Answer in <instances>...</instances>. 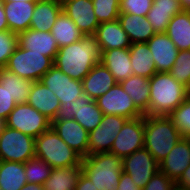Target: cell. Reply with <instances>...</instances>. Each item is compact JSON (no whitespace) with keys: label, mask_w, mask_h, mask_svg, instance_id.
Masks as SVG:
<instances>
[{"label":"cell","mask_w":190,"mask_h":190,"mask_svg":"<svg viewBox=\"0 0 190 190\" xmlns=\"http://www.w3.org/2000/svg\"><path fill=\"white\" fill-rule=\"evenodd\" d=\"M100 60L99 43L94 34H87L79 41L59 48L54 65L72 79L82 81Z\"/></svg>","instance_id":"6da1fadb"},{"label":"cell","mask_w":190,"mask_h":190,"mask_svg":"<svg viewBox=\"0 0 190 190\" xmlns=\"http://www.w3.org/2000/svg\"><path fill=\"white\" fill-rule=\"evenodd\" d=\"M149 86V109L144 115L168 116L190 95L169 72H157L149 79Z\"/></svg>","instance_id":"7a4b0ae2"},{"label":"cell","mask_w":190,"mask_h":190,"mask_svg":"<svg viewBox=\"0 0 190 190\" xmlns=\"http://www.w3.org/2000/svg\"><path fill=\"white\" fill-rule=\"evenodd\" d=\"M168 116L144 115V148L160 163L181 139Z\"/></svg>","instance_id":"3957f363"},{"label":"cell","mask_w":190,"mask_h":190,"mask_svg":"<svg viewBox=\"0 0 190 190\" xmlns=\"http://www.w3.org/2000/svg\"><path fill=\"white\" fill-rule=\"evenodd\" d=\"M82 172L98 190H117L123 172L122 159L113 153H97L82 158Z\"/></svg>","instance_id":"277c9868"},{"label":"cell","mask_w":190,"mask_h":190,"mask_svg":"<svg viewBox=\"0 0 190 190\" xmlns=\"http://www.w3.org/2000/svg\"><path fill=\"white\" fill-rule=\"evenodd\" d=\"M35 157L52 168L82 166V157L69 147L52 127L35 138Z\"/></svg>","instance_id":"5b68a950"},{"label":"cell","mask_w":190,"mask_h":190,"mask_svg":"<svg viewBox=\"0 0 190 190\" xmlns=\"http://www.w3.org/2000/svg\"><path fill=\"white\" fill-rule=\"evenodd\" d=\"M53 66L52 58L17 46L5 67L19 77L35 82L39 81Z\"/></svg>","instance_id":"8992f818"},{"label":"cell","mask_w":190,"mask_h":190,"mask_svg":"<svg viewBox=\"0 0 190 190\" xmlns=\"http://www.w3.org/2000/svg\"><path fill=\"white\" fill-rule=\"evenodd\" d=\"M35 157V138L4 126L0 132V161L25 163Z\"/></svg>","instance_id":"52a82bcc"},{"label":"cell","mask_w":190,"mask_h":190,"mask_svg":"<svg viewBox=\"0 0 190 190\" xmlns=\"http://www.w3.org/2000/svg\"><path fill=\"white\" fill-rule=\"evenodd\" d=\"M103 113L99 109L96 100H92L86 93H82L73 102L60 105L58 114L54 120H76L88 132L94 130L102 121Z\"/></svg>","instance_id":"ba28073f"},{"label":"cell","mask_w":190,"mask_h":190,"mask_svg":"<svg viewBox=\"0 0 190 190\" xmlns=\"http://www.w3.org/2000/svg\"><path fill=\"white\" fill-rule=\"evenodd\" d=\"M5 126L34 138L51 128L52 121L28 103L17 104L6 118Z\"/></svg>","instance_id":"9c48e42d"},{"label":"cell","mask_w":190,"mask_h":190,"mask_svg":"<svg viewBox=\"0 0 190 190\" xmlns=\"http://www.w3.org/2000/svg\"><path fill=\"white\" fill-rule=\"evenodd\" d=\"M96 103L104 115H120L127 119L144 116L120 83H116L105 94L96 99Z\"/></svg>","instance_id":"30bf717a"},{"label":"cell","mask_w":190,"mask_h":190,"mask_svg":"<svg viewBox=\"0 0 190 190\" xmlns=\"http://www.w3.org/2000/svg\"><path fill=\"white\" fill-rule=\"evenodd\" d=\"M144 148V116L128 119L115 137L110 153L121 159Z\"/></svg>","instance_id":"8fae6325"},{"label":"cell","mask_w":190,"mask_h":190,"mask_svg":"<svg viewBox=\"0 0 190 190\" xmlns=\"http://www.w3.org/2000/svg\"><path fill=\"white\" fill-rule=\"evenodd\" d=\"M127 120L120 115H103L99 126L89 132L88 155L110 152L115 137Z\"/></svg>","instance_id":"7c38bea8"},{"label":"cell","mask_w":190,"mask_h":190,"mask_svg":"<svg viewBox=\"0 0 190 190\" xmlns=\"http://www.w3.org/2000/svg\"><path fill=\"white\" fill-rule=\"evenodd\" d=\"M122 168L123 172L143 189L152 176L159 171V163L146 148H142L123 158Z\"/></svg>","instance_id":"4fadbf2b"},{"label":"cell","mask_w":190,"mask_h":190,"mask_svg":"<svg viewBox=\"0 0 190 190\" xmlns=\"http://www.w3.org/2000/svg\"><path fill=\"white\" fill-rule=\"evenodd\" d=\"M39 81L55 93L61 105L73 102L83 93L82 81L72 79L55 65Z\"/></svg>","instance_id":"5bb4252c"},{"label":"cell","mask_w":190,"mask_h":190,"mask_svg":"<svg viewBox=\"0 0 190 190\" xmlns=\"http://www.w3.org/2000/svg\"><path fill=\"white\" fill-rule=\"evenodd\" d=\"M51 127L82 158L88 156L89 132L76 120H53Z\"/></svg>","instance_id":"9a60e30c"},{"label":"cell","mask_w":190,"mask_h":190,"mask_svg":"<svg viewBox=\"0 0 190 190\" xmlns=\"http://www.w3.org/2000/svg\"><path fill=\"white\" fill-rule=\"evenodd\" d=\"M62 9L83 35L94 34L100 25L92 0H66L62 3Z\"/></svg>","instance_id":"2e32d148"},{"label":"cell","mask_w":190,"mask_h":190,"mask_svg":"<svg viewBox=\"0 0 190 190\" xmlns=\"http://www.w3.org/2000/svg\"><path fill=\"white\" fill-rule=\"evenodd\" d=\"M190 165V138L181 139L159 163V170L173 181H177Z\"/></svg>","instance_id":"e0dca14e"},{"label":"cell","mask_w":190,"mask_h":190,"mask_svg":"<svg viewBox=\"0 0 190 190\" xmlns=\"http://www.w3.org/2000/svg\"><path fill=\"white\" fill-rule=\"evenodd\" d=\"M153 54L157 72H169L175 63L179 50L166 33H156L147 42Z\"/></svg>","instance_id":"ac0fdd59"},{"label":"cell","mask_w":190,"mask_h":190,"mask_svg":"<svg viewBox=\"0 0 190 190\" xmlns=\"http://www.w3.org/2000/svg\"><path fill=\"white\" fill-rule=\"evenodd\" d=\"M17 36L19 47L41 53L55 60L59 47L50 31H37L29 28Z\"/></svg>","instance_id":"d6986e66"},{"label":"cell","mask_w":190,"mask_h":190,"mask_svg":"<svg viewBox=\"0 0 190 190\" xmlns=\"http://www.w3.org/2000/svg\"><path fill=\"white\" fill-rule=\"evenodd\" d=\"M94 35L101 52L117 48L126 49L132 44L118 19L100 23Z\"/></svg>","instance_id":"ffe728a7"},{"label":"cell","mask_w":190,"mask_h":190,"mask_svg":"<svg viewBox=\"0 0 190 190\" xmlns=\"http://www.w3.org/2000/svg\"><path fill=\"white\" fill-rule=\"evenodd\" d=\"M116 83L113 74L106 66L99 62L82 80L83 92L92 100H96Z\"/></svg>","instance_id":"44dd1931"},{"label":"cell","mask_w":190,"mask_h":190,"mask_svg":"<svg viewBox=\"0 0 190 190\" xmlns=\"http://www.w3.org/2000/svg\"><path fill=\"white\" fill-rule=\"evenodd\" d=\"M27 103L51 121L56 118L61 105L55 93L40 81L33 82Z\"/></svg>","instance_id":"7402d4cb"},{"label":"cell","mask_w":190,"mask_h":190,"mask_svg":"<svg viewBox=\"0 0 190 190\" xmlns=\"http://www.w3.org/2000/svg\"><path fill=\"white\" fill-rule=\"evenodd\" d=\"M35 4L25 1L4 2V11L9 31L19 34L30 28Z\"/></svg>","instance_id":"603a6c76"},{"label":"cell","mask_w":190,"mask_h":190,"mask_svg":"<svg viewBox=\"0 0 190 190\" xmlns=\"http://www.w3.org/2000/svg\"><path fill=\"white\" fill-rule=\"evenodd\" d=\"M100 62L113 74L117 83L133 75L129 48L105 50L101 52Z\"/></svg>","instance_id":"cb8c5ba5"},{"label":"cell","mask_w":190,"mask_h":190,"mask_svg":"<svg viewBox=\"0 0 190 190\" xmlns=\"http://www.w3.org/2000/svg\"><path fill=\"white\" fill-rule=\"evenodd\" d=\"M63 11L62 3L57 0H41L35 4L30 29L51 31L58 15Z\"/></svg>","instance_id":"d4e9b609"},{"label":"cell","mask_w":190,"mask_h":190,"mask_svg":"<svg viewBox=\"0 0 190 190\" xmlns=\"http://www.w3.org/2000/svg\"><path fill=\"white\" fill-rule=\"evenodd\" d=\"M118 20L131 43L148 42L156 34L147 17L120 13Z\"/></svg>","instance_id":"484cf974"},{"label":"cell","mask_w":190,"mask_h":190,"mask_svg":"<svg viewBox=\"0 0 190 190\" xmlns=\"http://www.w3.org/2000/svg\"><path fill=\"white\" fill-rule=\"evenodd\" d=\"M133 74L150 79L157 73L153 54L146 42L132 43L129 47Z\"/></svg>","instance_id":"4316f807"},{"label":"cell","mask_w":190,"mask_h":190,"mask_svg":"<svg viewBox=\"0 0 190 190\" xmlns=\"http://www.w3.org/2000/svg\"><path fill=\"white\" fill-rule=\"evenodd\" d=\"M165 33L179 51L190 50V11L183 10L174 15Z\"/></svg>","instance_id":"83f0119b"},{"label":"cell","mask_w":190,"mask_h":190,"mask_svg":"<svg viewBox=\"0 0 190 190\" xmlns=\"http://www.w3.org/2000/svg\"><path fill=\"white\" fill-rule=\"evenodd\" d=\"M120 85L125 92L131 97L135 106L145 114L149 109L150 86L149 79L143 76L132 75Z\"/></svg>","instance_id":"f1b7e54d"},{"label":"cell","mask_w":190,"mask_h":190,"mask_svg":"<svg viewBox=\"0 0 190 190\" xmlns=\"http://www.w3.org/2000/svg\"><path fill=\"white\" fill-rule=\"evenodd\" d=\"M82 166L53 168L50 176L43 184L44 190H75Z\"/></svg>","instance_id":"f546056e"},{"label":"cell","mask_w":190,"mask_h":190,"mask_svg":"<svg viewBox=\"0 0 190 190\" xmlns=\"http://www.w3.org/2000/svg\"><path fill=\"white\" fill-rule=\"evenodd\" d=\"M0 84L13 97L16 104H21L27 103L33 82L3 67L0 68Z\"/></svg>","instance_id":"4dcf8cb0"},{"label":"cell","mask_w":190,"mask_h":190,"mask_svg":"<svg viewBox=\"0 0 190 190\" xmlns=\"http://www.w3.org/2000/svg\"><path fill=\"white\" fill-rule=\"evenodd\" d=\"M50 32L59 48L77 42L83 36V33L78 29L77 25L64 11L58 15Z\"/></svg>","instance_id":"1f68e13d"},{"label":"cell","mask_w":190,"mask_h":190,"mask_svg":"<svg viewBox=\"0 0 190 190\" xmlns=\"http://www.w3.org/2000/svg\"><path fill=\"white\" fill-rule=\"evenodd\" d=\"M26 183L24 163L0 161V188L2 190H20Z\"/></svg>","instance_id":"d6a6232c"},{"label":"cell","mask_w":190,"mask_h":190,"mask_svg":"<svg viewBox=\"0 0 190 190\" xmlns=\"http://www.w3.org/2000/svg\"><path fill=\"white\" fill-rule=\"evenodd\" d=\"M52 167L38 157L24 163L27 183L43 185L51 174Z\"/></svg>","instance_id":"836d02e7"},{"label":"cell","mask_w":190,"mask_h":190,"mask_svg":"<svg viewBox=\"0 0 190 190\" xmlns=\"http://www.w3.org/2000/svg\"><path fill=\"white\" fill-rule=\"evenodd\" d=\"M169 73L190 91V50L178 52L175 63Z\"/></svg>","instance_id":"e575fe53"},{"label":"cell","mask_w":190,"mask_h":190,"mask_svg":"<svg viewBox=\"0 0 190 190\" xmlns=\"http://www.w3.org/2000/svg\"><path fill=\"white\" fill-rule=\"evenodd\" d=\"M168 117L182 137H190V95Z\"/></svg>","instance_id":"d590c367"},{"label":"cell","mask_w":190,"mask_h":190,"mask_svg":"<svg viewBox=\"0 0 190 190\" xmlns=\"http://www.w3.org/2000/svg\"><path fill=\"white\" fill-rule=\"evenodd\" d=\"M120 0H92L99 23L114 21L120 15Z\"/></svg>","instance_id":"8d00e7d4"},{"label":"cell","mask_w":190,"mask_h":190,"mask_svg":"<svg viewBox=\"0 0 190 190\" xmlns=\"http://www.w3.org/2000/svg\"><path fill=\"white\" fill-rule=\"evenodd\" d=\"M181 11L183 10L155 9V5H152L146 17L156 33H165L172 17Z\"/></svg>","instance_id":"74e56055"},{"label":"cell","mask_w":190,"mask_h":190,"mask_svg":"<svg viewBox=\"0 0 190 190\" xmlns=\"http://www.w3.org/2000/svg\"><path fill=\"white\" fill-rule=\"evenodd\" d=\"M18 46V36L16 33L0 31V68L6 66L10 56Z\"/></svg>","instance_id":"f35d334b"},{"label":"cell","mask_w":190,"mask_h":190,"mask_svg":"<svg viewBox=\"0 0 190 190\" xmlns=\"http://www.w3.org/2000/svg\"><path fill=\"white\" fill-rule=\"evenodd\" d=\"M120 13L146 17L153 0H120Z\"/></svg>","instance_id":"ab89813d"},{"label":"cell","mask_w":190,"mask_h":190,"mask_svg":"<svg viewBox=\"0 0 190 190\" xmlns=\"http://www.w3.org/2000/svg\"><path fill=\"white\" fill-rule=\"evenodd\" d=\"M175 181L160 170L157 171L142 190H171Z\"/></svg>","instance_id":"60d3db41"},{"label":"cell","mask_w":190,"mask_h":190,"mask_svg":"<svg viewBox=\"0 0 190 190\" xmlns=\"http://www.w3.org/2000/svg\"><path fill=\"white\" fill-rule=\"evenodd\" d=\"M16 105L13 97H11L7 90L0 84V119L5 121Z\"/></svg>","instance_id":"b9f144b4"},{"label":"cell","mask_w":190,"mask_h":190,"mask_svg":"<svg viewBox=\"0 0 190 190\" xmlns=\"http://www.w3.org/2000/svg\"><path fill=\"white\" fill-rule=\"evenodd\" d=\"M155 9L163 10H183L180 0H153Z\"/></svg>","instance_id":"7bdbcfd3"},{"label":"cell","mask_w":190,"mask_h":190,"mask_svg":"<svg viewBox=\"0 0 190 190\" xmlns=\"http://www.w3.org/2000/svg\"><path fill=\"white\" fill-rule=\"evenodd\" d=\"M117 190H142V188L138 187L128 174L122 172Z\"/></svg>","instance_id":"ee69618b"},{"label":"cell","mask_w":190,"mask_h":190,"mask_svg":"<svg viewBox=\"0 0 190 190\" xmlns=\"http://www.w3.org/2000/svg\"><path fill=\"white\" fill-rule=\"evenodd\" d=\"M75 190H98V189L96 188L95 184H93L90 181V179L82 172L75 187Z\"/></svg>","instance_id":"f6af8a7d"},{"label":"cell","mask_w":190,"mask_h":190,"mask_svg":"<svg viewBox=\"0 0 190 190\" xmlns=\"http://www.w3.org/2000/svg\"><path fill=\"white\" fill-rule=\"evenodd\" d=\"M176 183L190 189V165L185 171H183L181 177L176 181Z\"/></svg>","instance_id":"bcb514c9"},{"label":"cell","mask_w":190,"mask_h":190,"mask_svg":"<svg viewBox=\"0 0 190 190\" xmlns=\"http://www.w3.org/2000/svg\"><path fill=\"white\" fill-rule=\"evenodd\" d=\"M9 30L5 11H4V2L3 0H0V31H7Z\"/></svg>","instance_id":"7dc6e473"},{"label":"cell","mask_w":190,"mask_h":190,"mask_svg":"<svg viewBox=\"0 0 190 190\" xmlns=\"http://www.w3.org/2000/svg\"><path fill=\"white\" fill-rule=\"evenodd\" d=\"M20 190H44L43 185L26 183Z\"/></svg>","instance_id":"c3c4849f"},{"label":"cell","mask_w":190,"mask_h":190,"mask_svg":"<svg viewBox=\"0 0 190 190\" xmlns=\"http://www.w3.org/2000/svg\"><path fill=\"white\" fill-rule=\"evenodd\" d=\"M183 10L190 11V0H180Z\"/></svg>","instance_id":"681fc988"},{"label":"cell","mask_w":190,"mask_h":190,"mask_svg":"<svg viewBox=\"0 0 190 190\" xmlns=\"http://www.w3.org/2000/svg\"><path fill=\"white\" fill-rule=\"evenodd\" d=\"M171 190H190V189L186 188L185 186L179 185L178 183L175 182Z\"/></svg>","instance_id":"f907efd6"},{"label":"cell","mask_w":190,"mask_h":190,"mask_svg":"<svg viewBox=\"0 0 190 190\" xmlns=\"http://www.w3.org/2000/svg\"><path fill=\"white\" fill-rule=\"evenodd\" d=\"M13 1H25V2L37 3L41 0H3V2H13Z\"/></svg>","instance_id":"816d5d0a"},{"label":"cell","mask_w":190,"mask_h":190,"mask_svg":"<svg viewBox=\"0 0 190 190\" xmlns=\"http://www.w3.org/2000/svg\"><path fill=\"white\" fill-rule=\"evenodd\" d=\"M4 126H5V122L2 119H0V132L2 131Z\"/></svg>","instance_id":"f5cc1de1"},{"label":"cell","mask_w":190,"mask_h":190,"mask_svg":"<svg viewBox=\"0 0 190 190\" xmlns=\"http://www.w3.org/2000/svg\"><path fill=\"white\" fill-rule=\"evenodd\" d=\"M57 1L63 3V2L66 1V0H57Z\"/></svg>","instance_id":"db71d44e"}]
</instances>
